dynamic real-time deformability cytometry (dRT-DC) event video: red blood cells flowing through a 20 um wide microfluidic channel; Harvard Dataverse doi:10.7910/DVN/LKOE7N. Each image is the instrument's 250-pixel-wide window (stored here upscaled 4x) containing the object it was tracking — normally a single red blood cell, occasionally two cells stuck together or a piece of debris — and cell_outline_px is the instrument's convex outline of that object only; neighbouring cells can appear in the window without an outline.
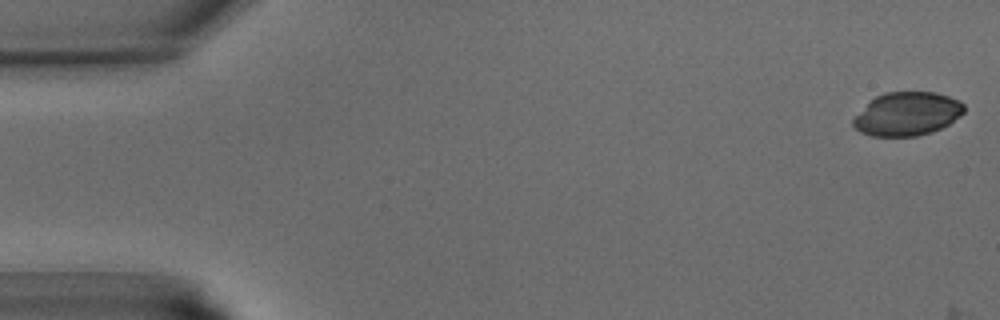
{"species": "common noctule bat (a hibernating species)", "species_latin": "Nyctalus noctula", "temperature_condition": "warm", "stored_images_in_passage": 4, "camera_frame_rate_fps": 3000, "um_per_image_px": 0.085, "animal": {"sex": "male", "body_mass_g": 15.6}, "frame": {"image": 1, "passage_image": 1, "time_ms": 0.0, "image_size_px": [1000, 320], "cell_outline_px": [[964, 112], [960, 116], [948, 124], [932, 132], [916, 136], [872, 136], [860, 132], [852, 124], [852, 120], [876, 96], [884, 92], [936, 92], [960, 100], [964, 104]], "centroid_in_image_um": [77.14, 9.68], "position_along_channel_um": 7.9, "area_um2": 27.92}}